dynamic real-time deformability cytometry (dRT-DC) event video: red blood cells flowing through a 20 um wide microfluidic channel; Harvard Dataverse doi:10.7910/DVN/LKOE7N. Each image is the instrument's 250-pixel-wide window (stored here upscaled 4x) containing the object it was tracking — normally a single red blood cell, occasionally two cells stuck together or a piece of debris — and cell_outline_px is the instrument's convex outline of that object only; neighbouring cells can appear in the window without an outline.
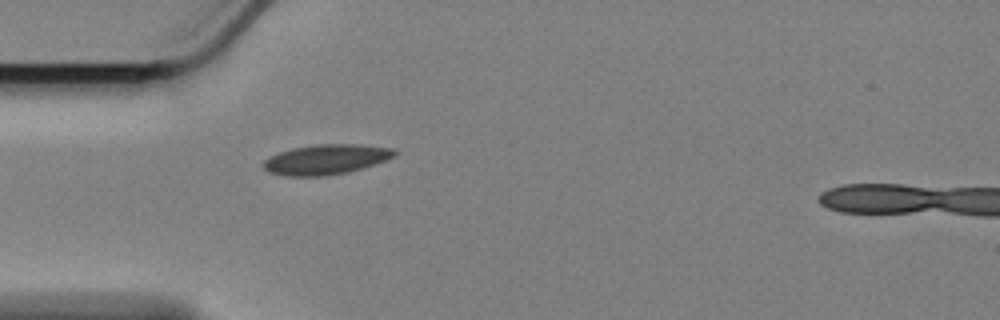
{"species": "Egyptian fruit bat (a non-hibernating species)", "species_latin": "Rousettus aegyptiacus", "temperature_condition": "cold", "stored_images_in_passage": 4, "camera_frame_rate_fps": 3000, "um_per_image_px": 0.085, "animal": {"sex": "female"}, "frame": {"image": 1, "passage_image": 1, "time_ms": 0.0, "image_size_px": [1000, 320], "cell_outline_px": [[396, 152], [392, 156], [384, 160], [348, 172], [324, 176], [288, 176], [268, 172], [264, 168], [264, 160], [268, 156], [292, 148], [316, 144], [360, 144], [392, 148]], "centroid_in_image_um": [27.65, 13.54], "position_along_channel_um": 57.4, "area_um2": 22.66}}